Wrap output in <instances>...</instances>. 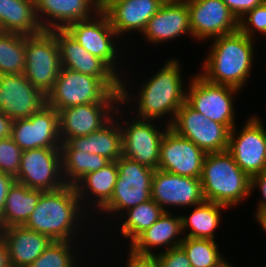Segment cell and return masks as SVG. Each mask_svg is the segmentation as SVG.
<instances>
[{
	"label": "cell",
	"instance_id": "23",
	"mask_svg": "<svg viewBox=\"0 0 266 267\" xmlns=\"http://www.w3.org/2000/svg\"><path fill=\"white\" fill-rule=\"evenodd\" d=\"M142 34L154 45L174 40L184 34L192 37L187 3L184 0H166L147 22Z\"/></svg>",
	"mask_w": 266,
	"mask_h": 267
},
{
	"label": "cell",
	"instance_id": "44",
	"mask_svg": "<svg viewBox=\"0 0 266 267\" xmlns=\"http://www.w3.org/2000/svg\"><path fill=\"white\" fill-rule=\"evenodd\" d=\"M0 267H11L8 249L2 238L0 239Z\"/></svg>",
	"mask_w": 266,
	"mask_h": 267
},
{
	"label": "cell",
	"instance_id": "14",
	"mask_svg": "<svg viewBox=\"0 0 266 267\" xmlns=\"http://www.w3.org/2000/svg\"><path fill=\"white\" fill-rule=\"evenodd\" d=\"M236 128L230 131L227 151L252 178L266 169V130L258 116L248 118L239 134Z\"/></svg>",
	"mask_w": 266,
	"mask_h": 267
},
{
	"label": "cell",
	"instance_id": "15",
	"mask_svg": "<svg viewBox=\"0 0 266 267\" xmlns=\"http://www.w3.org/2000/svg\"><path fill=\"white\" fill-rule=\"evenodd\" d=\"M119 105L121 102H96L58 110L61 142L100 130L114 117V114L122 117Z\"/></svg>",
	"mask_w": 266,
	"mask_h": 267
},
{
	"label": "cell",
	"instance_id": "38",
	"mask_svg": "<svg viewBox=\"0 0 266 267\" xmlns=\"http://www.w3.org/2000/svg\"><path fill=\"white\" fill-rule=\"evenodd\" d=\"M162 251L157 254L160 267H192L187 254L181 246Z\"/></svg>",
	"mask_w": 266,
	"mask_h": 267
},
{
	"label": "cell",
	"instance_id": "2",
	"mask_svg": "<svg viewBox=\"0 0 266 267\" xmlns=\"http://www.w3.org/2000/svg\"><path fill=\"white\" fill-rule=\"evenodd\" d=\"M253 41L239 30L213 38L198 74L210 83L242 89L253 69Z\"/></svg>",
	"mask_w": 266,
	"mask_h": 267
},
{
	"label": "cell",
	"instance_id": "4",
	"mask_svg": "<svg viewBox=\"0 0 266 267\" xmlns=\"http://www.w3.org/2000/svg\"><path fill=\"white\" fill-rule=\"evenodd\" d=\"M204 200L231 209L251 196V178L235 163L231 154L207 153L200 177Z\"/></svg>",
	"mask_w": 266,
	"mask_h": 267
},
{
	"label": "cell",
	"instance_id": "16",
	"mask_svg": "<svg viewBox=\"0 0 266 267\" xmlns=\"http://www.w3.org/2000/svg\"><path fill=\"white\" fill-rule=\"evenodd\" d=\"M11 138L22 151L60 148L58 111L46 104L29 118L13 120Z\"/></svg>",
	"mask_w": 266,
	"mask_h": 267
},
{
	"label": "cell",
	"instance_id": "26",
	"mask_svg": "<svg viewBox=\"0 0 266 267\" xmlns=\"http://www.w3.org/2000/svg\"><path fill=\"white\" fill-rule=\"evenodd\" d=\"M182 233L181 216H173L170 211L164 212L130 244V249L140 254H155L151 249L156 250V247L161 249L165 246L167 251L180 246L184 238Z\"/></svg>",
	"mask_w": 266,
	"mask_h": 267
},
{
	"label": "cell",
	"instance_id": "36",
	"mask_svg": "<svg viewBox=\"0 0 266 267\" xmlns=\"http://www.w3.org/2000/svg\"><path fill=\"white\" fill-rule=\"evenodd\" d=\"M238 30L253 40H255L256 32L266 37V1L240 18Z\"/></svg>",
	"mask_w": 266,
	"mask_h": 267
},
{
	"label": "cell",
	"instance_id": "28",
	"mask_svg": "<svg viewBox=\"0 0 266 267\" xmlns=\"http://www.w3.org/2000/svg\"><path fill=\"white\" fill-rule=\"evenodd\" d=\"M1 32L37 35L44 31L37 18L34 0H0Z\"/></svg>",
	"mask_w": 266,
	"mask_h": 267
},
{
	"label": "cell",
	"instance_id": "25",
	"mask_svg": "<svg viewBox=\"0 0 266 267\" xmlns=\"http://www.w3.org/2000/svg\"><path fill=\"white\" fill-rule=\"evenodd\" d=\"M115 116L117 115L114 114V117L98 131L62 142L60 150H79L117 161L122 156V134L119 124L121 118Z\"/></svg>",
	"mask_w": 266,
	"mask_h": 267
},
{
	"label": "cell",
	"instance_id": "27",
	"mask_svg": "<svg viewBox=\"0 0 266 267\" xmlns=\"http://www.w3.org/2000/svg\"><path fill=\"white\" fill-rule=\"evenodd\" d=\"M117 177L118 168L116 161H111L105 167L86 174L74 185L81 204L85 206L86 203L84 202L87 201L86 199L89 196L90 200L88 198V202H90L88 205L92 206L90 205L92 202L91 204H95L92 206V209L97 206L96 208L99 211L111 199Z\"/></svg>",
	"mask_w": 266,
	"mask_h": 267
},
{
	"label": "cell",
	"instance_id": "6",
	"mask_svg": "<svg viewBox=\"0 0 266 267\" xmlns=\"http://www.w3.org/2000/svg\"><path fill=\"white\" fill-rule=\"evenodd\" d=\"M116 165L118 177L112 197L99 210L110 216L149 201L155 171L124 156L116 161Z\"/></svg>",
	"mask_w": 266,
	"mask_h": 267
},
{
	"label": "cell",
	"instance_id": "30",
	"mask_svg": "<svg viewBox=\"0 0 266 267\" xmlns=\"http://www.w3.org/2000/svg\"><path fill=\"white\" fill-rule=\"evenodd\" d=\"M192 212L181 216L182 232L189 231L183 237L196 239H210L215 241V229L221 224V211L228 209L226 206L204 200L195 205ZM191 229V230H190Z\"/></svg>",
	"mask_w": 266,
	"mask_h": 267
},
{
	"label": "cell",
	"instance_id": "22",
	"mask_svg": "<svg viewBox=\"0 0 266 267\" xmlns=\"http://www.w3.org/2000/svg\"><path fill=\"white\" fill-rule=\"evenodd\" d=\"M34 4L44 31L65 29L74 22L93 17L101 10V0H34Z\"/></svg>",
	"mask_w": 266,
	"mask_h": 267
},
{
	"label": "cell",
	"instance_id": "33",
	"mask_svg": "<svg viewBox=\"0 0 266 267\" xmlns=\"http://www.w3.org/2000/svg\"><path fill=\"white\" fill-rule=\"evenodd\" d=\"M25 73V35L0 32V75Z\"/></svg>",
	"mask_w": 266,
	"mask_h": 267
},
{
	"label": "cell",
	"instance_id": "8",
	"mask_svg": "<svg viewBox=\"0 0 266 267\" xmlns=\"http://www.w3.org/2000/svg\"><path fill=\"white\" fill-rule=\"evenodd\" d=\"M61 68L58 44L51 31L25 35L24 75L34 87L47 95Z\"/></svg>",
	"mask_w": 266,
	"mask_h": 267
},
{
	"label": "cell",
	"instance_id": "47",
	"mask_svg": "<svg viewBox=\"0 0 266 267\" xmlns=\"http://www.w3.org/2000/svg\"><path fill=\"white\" fill-rule=\"evenodd\" d=\"M1 233H2V228H1V226H0V239H1Z\"/></svg>",
	"mask_w": 266,
	"mask_h": 267
},
{
	"label": "cell",
	"instance_id": "37",
	"mask_svg": "<svg viewBox=\"0 0 266 267\" xmlns=\"http://www.w3.org/2000/svg\"><path fill=\"white\" fill-rule=\"evenodd\" d=\"M22 152L11 137L0 139V172L15 177L20 168Z\"/></svg>",
	"mask_w": 266,
	"mask_h": 267
},
{
	"label": "cell",
	"instance_id": "41",
	"mask_svg": "<svg viewBox=\"0 0 266 267\" xmlns=\"http://www.w3.org/2000/svg\"><path fill=\"white\" fill-rule=\"evenodd\" d=\"M260 189L262 200L259 201V205L256 207V212L254 216L266 215V169L259 174L254 175L251 178V191L253 192L254 188Z\"/></svg>",
	"mask_w": 266,
	"mask_h": 267
},
{
	"label": "cell",
	"instance_id": "43",
	"mask_svg": "<svg viewBox=\"0 0 266 267\" xmlns=\"http://www.w3.org/2000/svg\"><path fill=\"white\" fill-rule=\"evenodd\" d=\"M13 120L0 111V139L11 137Z\"/></svg>",
	"mask_w": 266,
	"mask_h": 267
},
{
	"label": "cell",
	"instance_id": "13",
	"mask_svg": "<svg viewBox=\"0 0 266 267\" xmlns=\"http://www.w3.org/2000/svg\"><path fill=\"white\" fill-rule=\"evenodd\" d=\"M16 182L30 189L53 191L65 184L62 176L60 148L24 150Z\"/></svg>",
	"mask_w": 266,
	"mask_h": 267
},
{
	"label": "cell",
	"instance_id": "39",
	"mask_svg": "<svg viewBox=\"0 0 266 267\" xmlns=\"http://www.w3.org/2000/svg\"><path fill=\"white\" fill-rule=\"evenodd\" d=\"M239 21L247 12L263 4L266 0H222Z\"/></svg>",
	"mask_w": 266,
	"mask_h": 267
},
{
	"label": "cell",
	"instance_id": "45",
	"mask_svg": "<svg viewBox=\"0 0 266 267\" xmlns=\"http://www.w3.org/2000/svg\"><path fill=\"white\" fill-rule=\"evenodd\" d=\"M256 221L260 224L261 228L266 233V215L256 216Z\"/></svg>",
	"mask_w": 266,
	"mask_h": 267
},
{
	"label": "cell",
	"instance_id": "3",
	"mask_svg": "<svg viewBox=\"0 0 266 267\" xmlns=\"http://www.w3.org/2000/svg\"><path fill=\"white\" fill-rule=\"evenodd\" d=\"M181 67L178 60L169 59L156 74L141 85L137 94L138 118L154 121L172 115L167 119L168 126L172 124L178 109L186 102L188 91L183 87Z\"/></svg>",
	"mask_w": 266,
	"mask_h": 267
},
{
	"label": "cell",
	"instance_id": "21",
	"mask_svg": "<svg viewBox=\"0 0 266 267\" xmlns=\"http://www.w3.org/2000/svg\"><path fill=\"white\" fill-rule=\"evenodd\" d=\"M166 0H101V10L118 36L142 33L151 17Z\"/></svg>",
	"mask_w": 266,
	"mask_h": 267
},
{
	"label": "cell",
	"instance_id": "29",
	"mask_svg": "<svg viewBox=\"0 0 266 267\" xmlns=\"http://www.w3.org/2000/svg\"><path fill=\"white\" fill-rule=\"evenodd\" d=\"M42 192L15 182L6 197L4 211L0 218L1 228L23 226L35 209Z\"/></svg>",
	"mask_w": 266,
	"mask_h": 267
},
{
	"label": "cell",
	"instance_id": "18",
	"mask_svg": "<svg viewBox=\"0 0 266 267\" xmlns=\"http://www.w3.org/2000/svg\"><path fill=\"white\" fill-rule=\"evenodd\" d=\"M206 153L169 128L160 143L158 169L183 177L200 178Z\"/></svg>",
	"mask_w": 266,
	"mask_h": 267
},
{
	"label": "cell",
	"instance_id": "11",
	"mask_svg": "<svg viewBox=\"0 0 266 267\" xmlns=\"http://www.w3.org/2000/svg\"><path fill=\"white\" fill-rule=\"evenodd\" d=\"M65 30L89 53L101 59L121 79V73L117 74L120 70H116V65L119 63L116 59L121 56L113 41L118 38V35L102 10L89 19L68 25Z\"/></svg>",
	"mask_w": 266,
	"mask_h": 267
},
{
	"label": "cell",
	"instance_id": "9",
	"mask_svg": "<svg viewBox=\"0 0 266 267\" xmlns=\"http://www.w3.org/2000/svg\"><path fill=\"white\" fill-rule=\"evenodd\" d=\"M186 92V102L206 118L225 125L230 131L235 127L234 95L236 88L213 84L199 74L194 75Z\"/></svg>",
	"mask_w": 266,
	"mask_h": 267
},
{
	"label": "cell",
	"instance_id": "10",
	"mask_svg": "<svg viewBox=\"0 0 266 267\" xmlns=\"http://www.w3.org/2000/svg\"><path fill=\"white\" fill-rule=\"evenodd\" d=\"M170 128L179 136L192 141L206 154L228 148L230 130L206 118L187 102L178 109Z\"/></svg>",
	"mask_w": 266,
	"mask_h": 267
},
{
	"label": "cell",
	"instance_id": "12",
	"mask_svg": "<svg viewBox=\"0 0 266 267\" xmlns=\"http://www.w3.org/2000/svg\"><path fill=\"white\" fill-rule=\"evenodd\" d=\"M119 122L122 134V156L141 163L153 170L159 167L160 143L170 128L166 124L162 131L157 129L153 120L131 117ZM149 121V122H148Z\"/></svg>",
	"mask_w": 266,
	"mask_h": 267
},
{
	"label": "cell",
	"instance_id": "34",
	"mask_svg": "<svg viewBox=\"0 0 266 267\" xmlns=\"http://www.w3.org/2000/svg\"><path fill=\"white\" fill-rule=\"evenodd\" d=\"M180 246L187 254L192 267H223L228 261L220 254L218 244L214 240L184 237Z\"/></svg>",
	"mask_w": 266,
	"mask_h": 267
},
{
	"label": "cell",
	"instance_id": "40",
	"mask_svg": "<svg viewBox=\"0 0 266 267\" xmlns=\"http://www.w3.org/2000/svg\"><path fill=\"white\" fill-rule=\"evenodd\" d=\"M128 253L126 267H160L157 254H140L132 249Z\"/></svg>",
	"mask_w": 266,
	"mask_h": 267
},
{
	"label": "cell",
	"instance_id": "31",
	"mask_svg": "<svg viewBox=\"0 0 266 267\" xmlns=\"http://www.w3.org/2000/svg\"><path fill=\"white\" fill-rule=\"evenodd\" d=\"M65 184L75 185L86 174L95 172L111 161L104 156L79 150H60Z\"/></svg>",
	"mask_w": 266,
	"mask_h": 267
},
{
	"label": "cell",
	"instance_id": "19",
	"mask_svg": "<svg viewBox=\"0 0 266 267\" xmlns=\"http://www.w3.org/2000/svg\"><path fill=\"white\" fill-rule=\"evenodd\" d=\"M44 105L46 95L24 74L0 75V111L9 118H29Z\"/></svg>",
	"mask_w": 266,
	"mask_h": 267
},
{
	"label": "cell",
	"instance_id": "42",
	"mask_svg": "<svg viewBox=\"0 0 266 267\" xmlns=\"http://www.w3.org/2000/svg\"><path fill=\"white\" fill-rule=\"evenodd\" d=\"M15 182L16 179L13 175L0 172V218L4 211L7 194Z\"/></svg>",
	"mask_w": 266,
	"mask_h": 267
},
{
	"label": "cell",
	"instance_id": "5",
	"mask_svg": "<svg viewBox=\"0 0 266 267\" xmlns=\"http://www.w3.org/2000/svg\"><path fill=\"white\" fill-rule=\"evenodd\" d=\"M96 102H121V92L111 91L98 77L61 68L46 104L61 110Z\"/></svg>",
	"mask_w": 266,
	"mask_h": 267
},
{
	"label": "cell",
	"instance_id": "17",
	"mask_svg": "<svg viewBox=\"0 0 266 267\" xmlns=\"http://www.w3.org/2000/svg\"><path fill=\"white\" fill-rule=\"evenodd\" d=\"M190 14L192 38L208 40L238 31V20L222 0H184Z\"/></svg>",
	"mask_w": 266,
	"mask_h": 267
},
{
	"label": "cell",
	"instance_id": "7",
	"mask_svg": "<svg viewBox=\"0 0 266 267\" xmlns=\"http://www.w3.org/2000/svg\"><path fill=\"white\" fill-rule=\"evenodd\" d=\"M51 32L56 37L62 68L98 77L111 91L121 92L122 107L129 98L132 99L123 79L101 59L83 48L65 29H55Z\"/></svg>",
	"mask_w": 266,
	"mask_h": 267
},
{
	"label": "cell",
	"instance_id": "20",
	"mask_svg": "<svg viewBox=\"0 0 266 267\" xmlns=\"http://www.w3.org/2000/svg\"><path fill=\"white\" fill-rule=\"evenodd\" d=\"M151 199L165 212H169L167 206L194 207L204 201L201 180L156 169L152 178Z\"/></svg>",
	"mask_w": 266,
	"mask_h": 267
},
{
	"label": "cell",
	"instance_id": "46",
	"mask_svg": "<svg viewBox=\"0 0 266 267\" xmlns=\"http://www.w3.org/2000/svg\"><path fill=\"white\" fill-rule=\"evenodd\" d=\"M223 267H235L233 265H231V263L227 262Z\"/></svg>",
	"mask_w": 266,
	"mask_h": 267
},
{
	"label": "cell",
	"instance_id": "32",
	"mask_svg": "<svg viewBox=\"0 0 266 267\" xmlns=\"http://www.w3.org/2000/svg\"><path fill=\"white\" fill-rule=\"evenodd\" d=\"M165 211L153 200L139 204L123 212L126 213L120 226L122 237L130 239L131 244L142 232L154 224ZM127 216V217H126Z\"/></svg>",
	"mask_w": 266,
	"mask_h": 267
},
{
	"label": "cell",
	"instance_id": "24",
	"mask_svg": "<svg viewBox=\"0 0 266 267\" xmlns=\"http://www.w3.org/2000/svg\"><path fill=\"white\" fill-rule=\"evenodd\" d=\"M11 267H28L53 241L49 236L25 228L10 226L2 229Z\"/></svg>",
	"mask_w": 266,
	"mask_h": 267
},
{
	"label": "cell",
	"instance_id": "1",
	"mask_svg": "<svg viewBox=\"0 0 266 267\" xmlns=\"http://www.w3.org/2000/svg\"><path fill=\"white\" fill-rule=\"evenodd\" d=\"M86 207L81 204L75 186L66 184L53 191H43L23 226L54 241H75Z\"/></svg>",
	"mask_w": 266,
	"mask_h": 267
},
{
	"label": "cell",
	"instance_id": "35",
	"mask_svg": "<svg viewBox=\"0 0 266 267\" xmlns=\"http://www.w3.org/2000/svg\"><path fill=\"white\" fill-rule=\"evenodd\" d=\"M72 243V244H71ZM73 241H52L28 267H76ZM73 248V249H72ZM74 253H73V252ZM74 254V255H73Z\"/></svg>",
	"mask_w": 266,
	"mask_h": 267
}]
</instances>
